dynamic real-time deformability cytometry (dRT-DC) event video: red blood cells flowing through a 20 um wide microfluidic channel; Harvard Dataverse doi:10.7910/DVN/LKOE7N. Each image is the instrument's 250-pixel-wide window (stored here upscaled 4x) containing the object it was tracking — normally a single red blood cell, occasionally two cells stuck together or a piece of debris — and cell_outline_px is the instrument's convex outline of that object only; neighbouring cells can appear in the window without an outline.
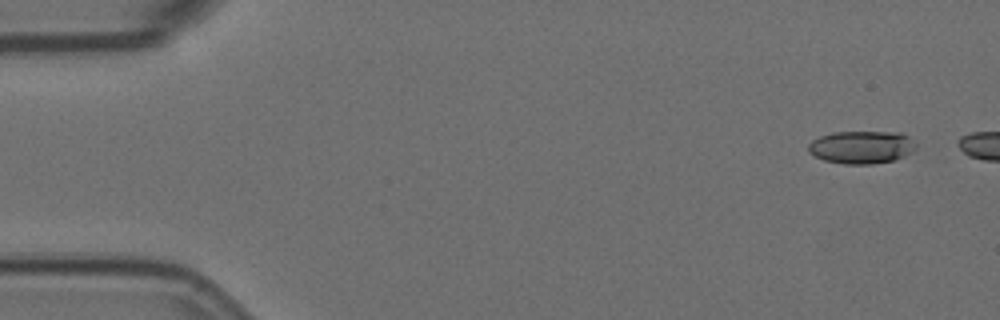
{"species": "Egyptian fruit bat (a non-hibernating species)", "species_latin": "Rousettus aegyptiacus", "temperature_condition": "room temperature", "stored_images_in_passage": 3, "camera_frame_rate_fps": 3000, "um_per_image_px": 0.085, "animal": {"sex": "female"}, "frame": {"image": 1, "passage_image": 1, "time_ms": 0.0, "image_size_px": [1000, 320], "cell_outline_px": [[916, 148], [912, 152], [904, 156], [892, 160], [872, 164], [844, 164], [824, 160], [808, 152], [808, 144], [812, 140], [820, 136], [832, 132], [900, 132], [908, 136], [916, 144]], "centroid_in_image_um": [73.22, 12.5], "position_along_channel_um": 11.8, "area_um2": 20.58}}